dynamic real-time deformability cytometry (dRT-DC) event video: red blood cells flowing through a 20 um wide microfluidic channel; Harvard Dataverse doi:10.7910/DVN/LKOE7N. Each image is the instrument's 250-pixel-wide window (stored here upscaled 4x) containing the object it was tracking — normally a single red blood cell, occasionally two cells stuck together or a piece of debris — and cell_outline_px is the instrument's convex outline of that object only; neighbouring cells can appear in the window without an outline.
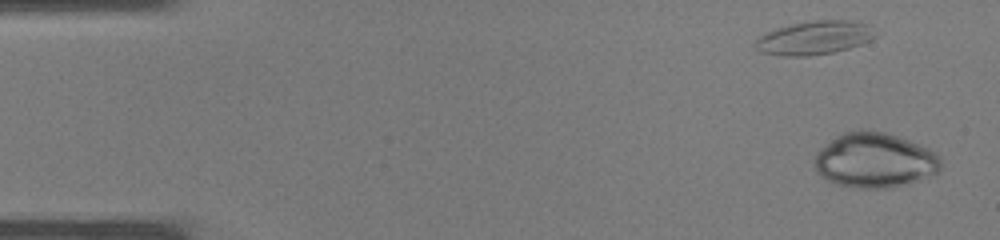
{"species": "common noctule bat (a hibernating species)", "species_latin": "Nyctalus noctula", "temperature_condition": "warm", "stored_images_in_passage": 17, "camera_frame_rate_fps": 3000, "um_per_image_px": 0.085, "animal": {"sex": "male", "body_mass_g": 19.0, "forearm_length_mm": 50.8}, "frame": {"image": 1, "passage_image": 1, "time_ms": 0.0, "image_size_px": [1000, 240], "cell_outline_px": [[940, 168], [936, 172], [908, 184], [888, 188], [860, 188], [836, 184], [820, 176], [816, 172], [816, 152], [820, 148], [836, 136], [844, 132], [860, 128], [888, 132], [928, 148], [936, 152], [940, 156]], "centroid_in_image_um": [74.33, 13.6], "position_along_channel_um": 10.7, "area_um2": 40.52}}